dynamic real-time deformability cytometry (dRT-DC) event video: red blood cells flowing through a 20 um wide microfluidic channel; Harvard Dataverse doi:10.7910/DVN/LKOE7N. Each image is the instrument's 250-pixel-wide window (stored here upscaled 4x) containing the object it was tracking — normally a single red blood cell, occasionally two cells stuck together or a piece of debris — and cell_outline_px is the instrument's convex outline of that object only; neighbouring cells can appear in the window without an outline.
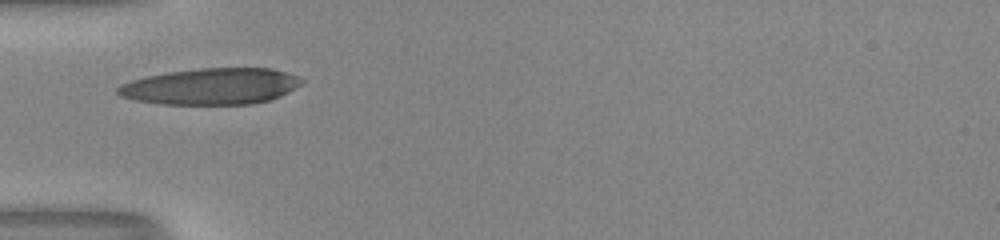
{"species": "human", "species_latin": "Homo sapiens", "temperature_condition": "room temperature", "stored_images_in_passage": 26, "camera_frame_rate_fps": 3000, "um_per_image_px": 0.085, "donor": {"sex": "male"}, "frame": {"image": 1, "passage_image": 1, "time_ms": 0.0, "image_size_px": [1000, 240], "cell_outline_px": [[304, 80], [300, 84], [288, 92], [280, 96], [268, 100], [252, 104], [160, 104], [136, 100], [120, 96], [116, 92], [116, 88], [120, 84], [132, 80], [148, 76], [168, 72], [200, 68], [272, 68], [296, 76]], "centroid_in_image_um": [17.91, 7.34], "position_along_channel_um": 67.1, "area_um2": 38.73}}
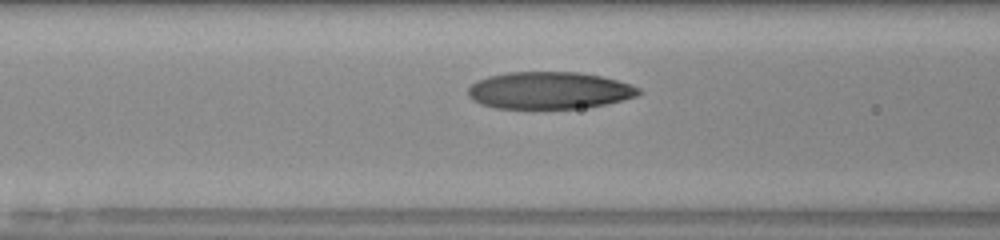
{"frame": {"image": 2, "passage_image": 5, "time_ms": 1.333, "image_size_px": [1000, 240], "cell_outline_px": [[644, 92], [636, 96], [624, 100], [604, 104], [580, 108], [496, 108], [480, 104], [472, 100], [468, 96], [468, 88], [472, 84], [488, 76], [508, 72], [576, 72], [600, 76], [632, 84], [640, 88]], "centroid_in_image_um": [46.7, 7.68], "position_along_channel_um": 119.9, "area_um2": 36.88}}
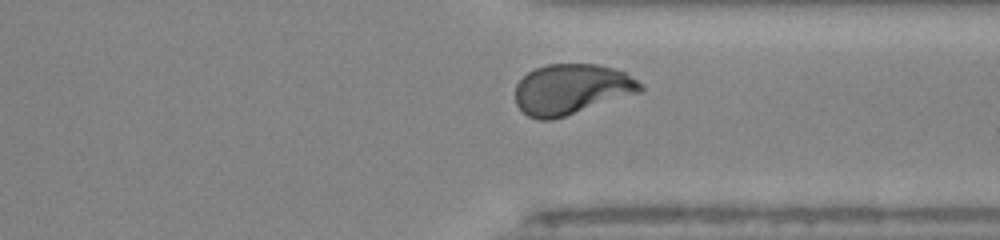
{"frame": {"image": 3, "passage_image": 23, "time_ms": 7.333, "image_size_px": [1000, 240], "cell_outline_px": [[644, 88], [640, 92], [552, 120], [540, 120], [528, 116], [516, 104], [516, 84], [528, 72], [536, 68], [548, 64], [596, 64], [612, 68], [624, 72], [636, 80]], "centroid_in_image_um": [48.55, 7.58], "position_along_channel_um": 362.9, "area_um2": 36.3}, "authors_computed_cell_mechanics": {"area_um2": 36.9342, "velocity_mm_per_s": 4.0476, "shape_relaxation_time_tau1_ms": 7.42, "shape_relaxation_time_tau2_ms": 1.1079, "deformation_change_tau1": 0.286, "deformation_change_tau2": 0.0657}}